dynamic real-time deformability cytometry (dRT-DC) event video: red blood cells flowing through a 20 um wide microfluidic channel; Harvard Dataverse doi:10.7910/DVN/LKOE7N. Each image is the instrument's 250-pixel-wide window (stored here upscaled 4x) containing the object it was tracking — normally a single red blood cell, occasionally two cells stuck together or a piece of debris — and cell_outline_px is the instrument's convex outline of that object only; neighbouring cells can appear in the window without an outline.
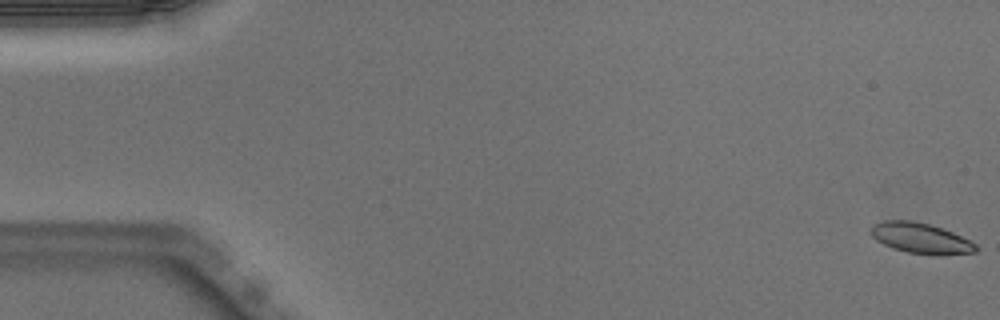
{"species": "Egyptian fruit bat (a non-hibernating species)", "species_latin": "Rousettus aegyptiacus", "temperature_condition": "warm", "stored_images_in_passage": 51, "camera_frame_rate_fps": 3000, "um_per_image_px": 0.085, "animal": {"sex": "male"}, "frame": {"image": 1, "passage_image": 1, "time_ms": 0.0, "image_size_px": [1000, 320], "cell_outline_px": [[980, 248], [976, 252], [940, 256], [936, 256], [908, 252], [892, 248], [876, 240], [872, 236], [872, 224], [884, 220], [912, 220], [928, 224], [952, 232], [976, 244]], "centroid_in_image_um": [78.28, 20.26], "position_along_channel_um": 6.7, "area_um2": 18.73}}
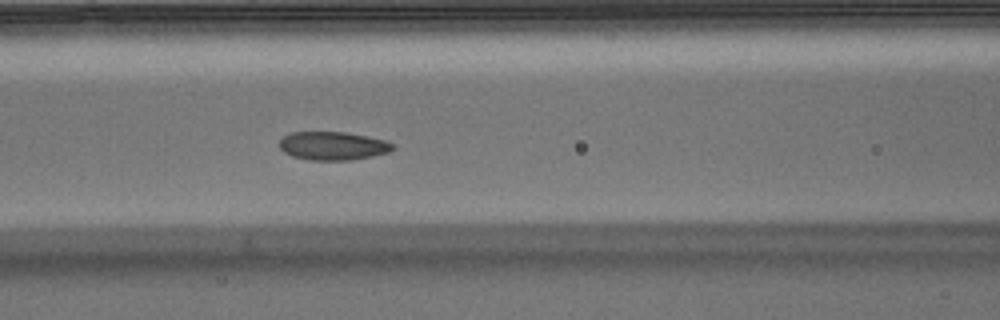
{"frame": {"image": 2, "passage_image": 22, "time_ms": 7.0, "image_size_px": [1000, 320], "cell_outline_px": [[396, 148], [388, 152], [372, 156], [352, 160], [308, 160], [292, 156], [284, 152], [280, 148], [280, 140], [284, 136], [292, 132], [344, 132], [368, 136], [384, 140], [392, 144]], "centroid_in_image_um": [28.29, 12.4], "position_along_channel_um": 138.3, "area_um2": 18.73}}
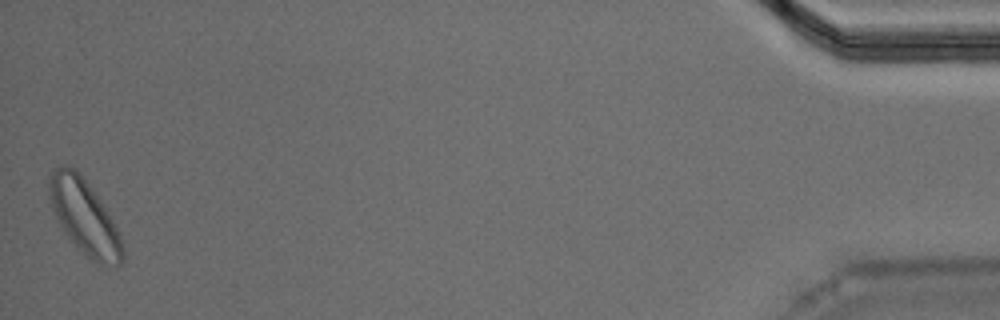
{"frame": {"image": 3, "passage_image": 51, "time_ms": 16.667, "image_size_px": [1000, 320], "cell_outline_px": [[124, 260], [116, 268], [100, 264], [84, 256], [76, 248], [60, 224], [52, 208], [48, 196], [48, 176], [56, 168], [64, 164], [72, 164], [80, 172], [100, 200], [120, 232], [124, 244]], "centroid_in_image_um": [7.19, 18.45], "position_along_channel_um": 428.0, "area_um2": 32.54}, "authors_computed_cell_mechanics": {"area_um2": 19.1318, "velocity_mm_per_s": 3.9606, "shape_relaxation_time_tau1_ms": 2.2799, "shape_relaxation_time_tau2_ms": 5.5904, "deformation_change_tau1": 0.0799, "deformation_change_tau2": 0.1241}}